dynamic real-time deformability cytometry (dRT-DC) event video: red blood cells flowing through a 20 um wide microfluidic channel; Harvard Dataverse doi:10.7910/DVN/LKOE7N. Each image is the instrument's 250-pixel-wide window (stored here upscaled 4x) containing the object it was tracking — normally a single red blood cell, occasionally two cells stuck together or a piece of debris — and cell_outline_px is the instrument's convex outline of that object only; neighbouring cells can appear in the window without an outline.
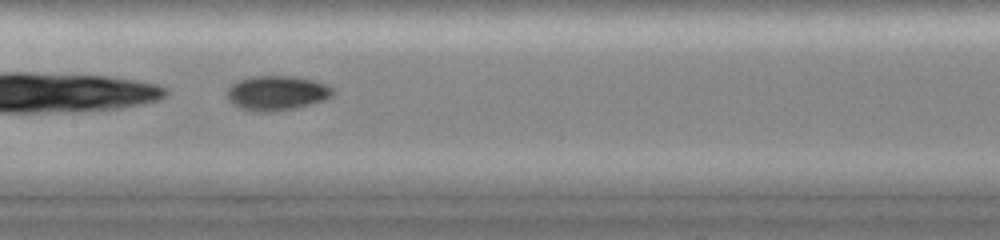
{"species": "common noctule bat (a hibernating species)", "species_latin": "Nyctalus noctula", "temperature_condition": "cold", "stored_images_in_passage": 16, "camera_frame_rate_fps": 3000, "um_per_image_px": 0.085, "animal": {"sex": "female", "body_mass_g": 19.0, "forearm_length_mm": 51.5}, "frame": {"image": 1, "passage_image": 8, "time_ms": 6.333, "image_size_px": [1000, 240], "cell_outline_px": [[336, 92], [332, 96], [324, 100], [312, 104], [296, 108], [272, 112], [260, 112], [240, 108], [232, 104], [228, 100], [224, 92], [236, 80], [252, 76], [292, 76], [312, 80], [336, 88]], "centroid_in_image_um": [23.51, 7.91], "position_along_channel_um": 183.9, "area_um2": 21.73}}
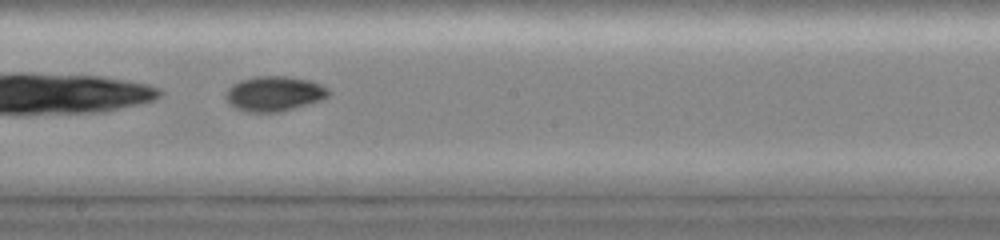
{"frame": {"image": 2, "passage_image": 9, "time_ms": 7.333, "image_size_px": [1000, 240], "cell_outline_px": [[332, 92], [328, 96], [320, 100], [308, 104], [280, 112], [244, 112], [228, 104], [224, 96], [224, 92], [232, 84], [240, 80], [256, 76], [288, 76], [308, 80], [320, 84], [328, 88]], "centroid_in_image_um": [23.27, 7.96], "position_along_channel_um": 224.9, "area_um2": 21.21}}
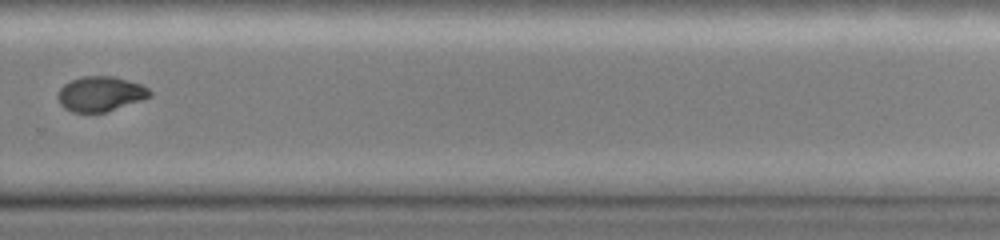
{"frame": {"image": 3, "passage_image": 12, "time_ms": 9.667, "image_size_px": [1000, 240], "cell_outline_px": [[152, 96], [104, 112], [72, 112], [64, 108], [60, 104], [56, 96], [60, 88], [64, 84], [72, 80], [84, 76], [112, 76], [140, 84], [148, 88], [152, 92]], "centroid_in_image_um": [8.5, 7.98], "position_along_channel_um": 321.3, "area_um2": 18.5}, "authors_computed_cell_mechanics": {"area_um2": 21.7617, "velocity_mm_per_s": 4.1395, "shape_relaxation_time_tau1_ms": 8.1428, "shape_relaxation_time_tau2_ms": 6.2168, "deformation_change_tau1": 0.2029, "deformation_change_tau2": 0.0775}}